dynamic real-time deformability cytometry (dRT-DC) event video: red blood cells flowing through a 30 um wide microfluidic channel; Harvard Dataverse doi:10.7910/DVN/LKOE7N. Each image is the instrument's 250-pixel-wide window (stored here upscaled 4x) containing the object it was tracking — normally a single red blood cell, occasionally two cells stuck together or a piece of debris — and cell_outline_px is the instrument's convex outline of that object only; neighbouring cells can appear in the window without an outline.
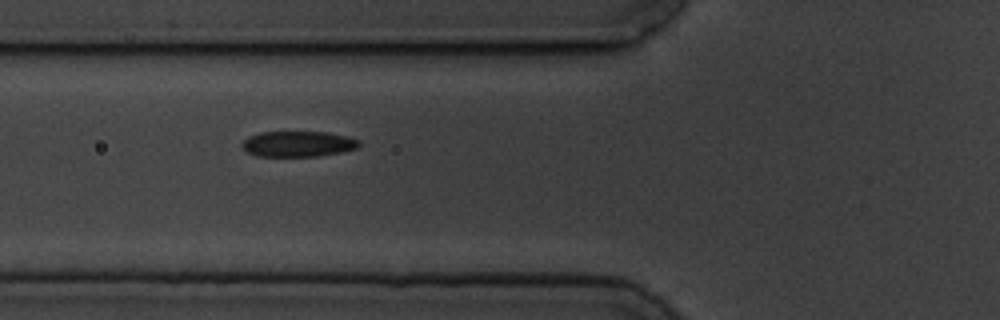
{"species": "common noctule bat (a hibernating species)", "species_latin": "Nyctalus noctula", "temperature_condition": "cold", "stored_images_in_passage": 6, "camera_frame_rate_fps": 3000, "um_per_image_px": 0.085, "animal": {"sex": "male", "body_mass_g": 19.5, "forearm_length_mm": 54.6}, "frame": {"image": 1, "passage_image": 5, "time_ms": 5.667, "image_size_px": [1000, 320], "cell_outline_px": [[360, 148], [340, 152], [316, 156], [256, 156], [248, 152], [240, 144], [248, 136], [260, 132], [328, 132], [348, 136], [360, 140]], "centroid_in_image_um": [25.36, 12.23], "position_along_channel_um": 100.4, "area_um2": 17.57}}
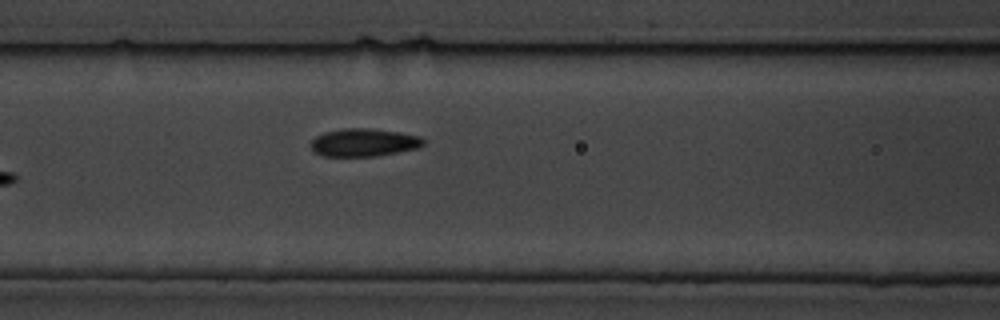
{"frame": {"image": 2, "passage_image": 6, "time_ms": 6.667, "image_size_px": [1000, 320], "cell_outline_px": [[424, 144], [420, 148], [376, 156], [324, 156], [312, 152], [308, 144], [316, 136], [324, 132], [344, 128], [368, 128], [400, 132], [420, 136], [424, 140]], "centroid_in_image_um": [30.9, 12.11], "position_along_channel_um": 135.7, "area_um2": 18.55}}